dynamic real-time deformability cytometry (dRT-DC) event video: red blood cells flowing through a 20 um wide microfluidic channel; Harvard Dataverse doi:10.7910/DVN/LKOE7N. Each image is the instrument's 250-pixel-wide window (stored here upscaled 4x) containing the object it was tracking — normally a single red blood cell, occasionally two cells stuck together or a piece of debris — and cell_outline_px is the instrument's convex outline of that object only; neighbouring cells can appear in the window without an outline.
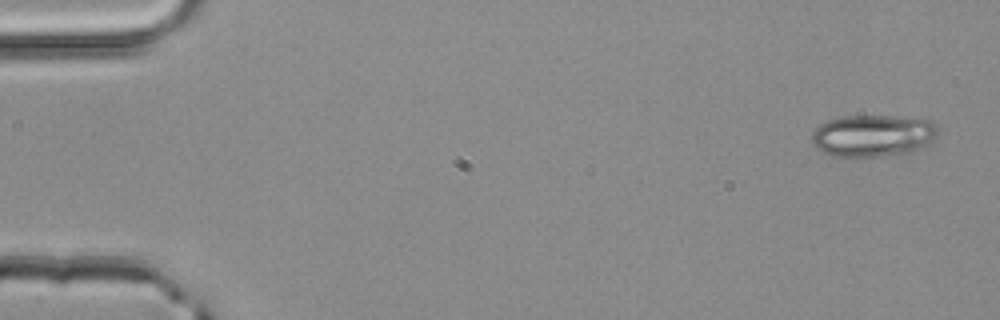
{"species": "common noctule bat (a hibernating species)", "species_latin": "Nyctalus noctula", "temperature_condition": "room temperature", "stored_images_in_passage": 3, "camera_frame_rate_fps": 3000, "um_per_image_px": 0.085, "animal": {"sex": "male", "body_mass_g": 20.4}, "frame": {"image": 1, "passage_image": 1, "time_ms": 0.0, "image_size_px": [1000, 320], "cell_outline_px": [[940, 128], [936, 136], [928, 144], [920, 148], [896, 156], [832, 156], [820, 152], [812, 144], [812, 132], [820, 124], [828, 120], [844, 116], [896, 116], [932, 120]], "centroid_in_image_um": [74.21, 11.53], "position_along_channel_um": 10.8, "area_um2": 31.21}}